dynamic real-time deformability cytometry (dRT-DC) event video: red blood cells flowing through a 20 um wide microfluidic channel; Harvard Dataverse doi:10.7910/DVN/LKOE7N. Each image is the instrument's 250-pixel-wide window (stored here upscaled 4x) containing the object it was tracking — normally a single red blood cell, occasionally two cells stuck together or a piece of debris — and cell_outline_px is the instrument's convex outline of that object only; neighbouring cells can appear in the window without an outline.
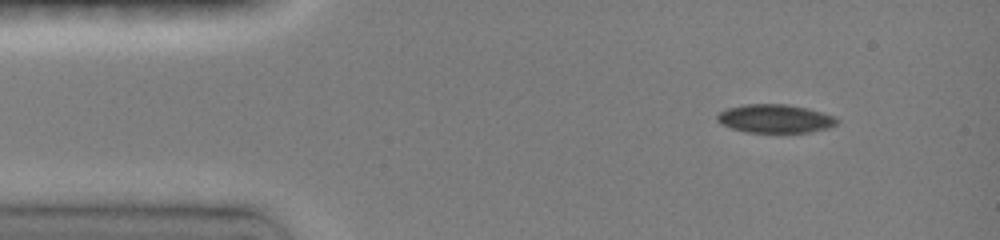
{"species": "common noctule bat (a hibernating species)", "species_latin": "Nyctalus noctula", "temperature_condition": "room temperature", "stored_images_in_passage": 6, "camera_frame_rate_fps": 3000, "um_per_image_px": 0.085, "animal": {"sex": "female", "body_mass_g": 19.0, "forearm_length_mm": 51.5}, "frame": {"image": 1, "passage_image": 1, "time_ms": 0.0, "image_size_px": [1000, 240], "cell_outline_px": [[836, 124], [824, 128], [808, 132], [748, 132], [732, 128], [716, 120], [716, 116], [720, 112], [728, 108], [744, 104], [788, 104], [808, 108], [832, 116], [836, 120]], "centroid_in_image_um": [65.83, 10.07], "position_along_channel_um": 19.2, "area_um2": 19.42}}
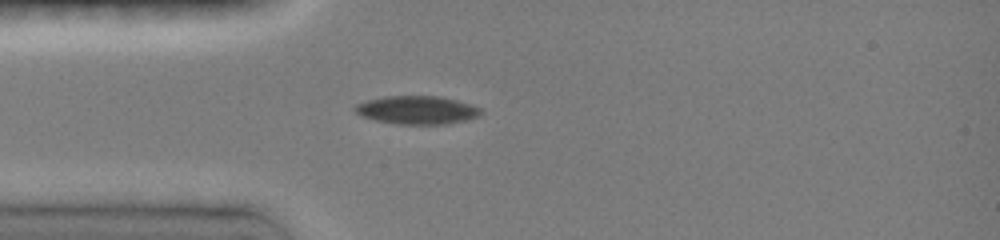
{"frame": {"image": 2, "passage_image": 4, "time_ms": 2.333, "image_size_px": [1000, 240], "cell_outline_px": [[480, 116], [464, 120], [444, 124], [400, 124], [376, 120], [364, 116], [356, 112], [352, 108], [356, 104], [368, 100], [384, 96], [440, 96], [456, 100], [480, 108]], "centroid_in_image_um": [35.42, 9.34], "position_along_channel_um": 49.6, "area_um2": 20.4}}